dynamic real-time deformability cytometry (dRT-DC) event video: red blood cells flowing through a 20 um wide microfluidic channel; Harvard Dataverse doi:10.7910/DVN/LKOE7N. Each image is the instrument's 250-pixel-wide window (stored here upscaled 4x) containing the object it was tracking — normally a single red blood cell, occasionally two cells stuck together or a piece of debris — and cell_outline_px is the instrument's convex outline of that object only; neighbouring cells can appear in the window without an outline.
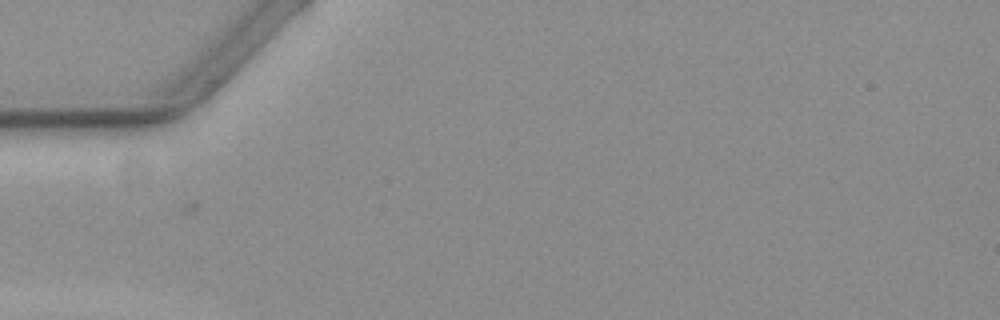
{"species": "common noctule bat (a hibernating species)", "species_latin": "Nyctalus noctula", "temperature_condition": "warm", "stored_images_in_passage": 4, "camera_frame_rate_fps": 3000, "um_per_image_px": 0.085, "animal": {"sex": "female", "body_mass_g": 19.3, "forearm_length_mm": 54.1}, "frame": {"image": 1, "passage_image": 1, "time_ms": 0.0, "image_size_px": [1000, 320], "cell_outline_px": [[140, 264], [136, 268], [104, 272], [60, 268], [44, 260], [52, 252], [64, 244], [116, 256], [132, 260]], "centroid_in_image_um": [7.49, 22.11], "position_along_channel_um": 77.5, "area_um2": 11.27}}